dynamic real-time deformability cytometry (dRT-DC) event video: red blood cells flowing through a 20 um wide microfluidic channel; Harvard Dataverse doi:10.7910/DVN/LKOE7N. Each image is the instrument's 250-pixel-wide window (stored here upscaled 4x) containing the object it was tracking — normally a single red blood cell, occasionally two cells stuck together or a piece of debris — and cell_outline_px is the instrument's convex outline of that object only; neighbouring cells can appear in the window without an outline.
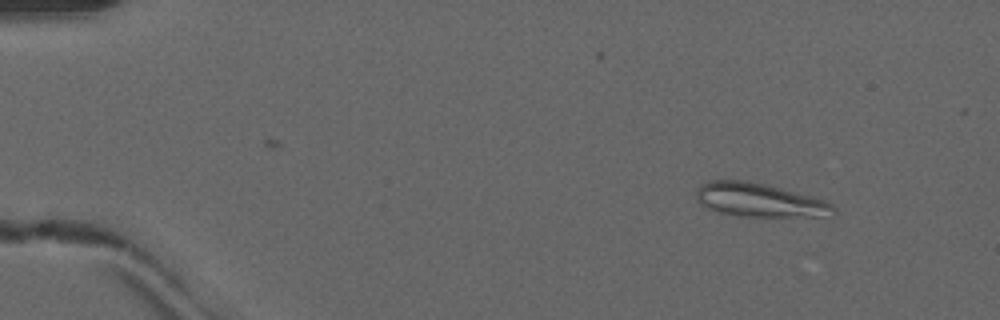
{"species": "common noctule bat (a hibernating species)", "species_latin": "Nyctalus noctula", "temperature_condition": "warm", "stored_images_in_passage": 44, "camera_frame_rate_fps": 3000, "um_per_image_px": 0.085, "animal": {"sex": "male", "forearm_length_mm": 52.5}, "frame": {"image": 1, "passage_image": 5, "time_ms": 1.333, "image_size_px": [1000, 320], "cell_outline_px": [[836, 212], [820, 216], [740, 216], [720, 212], [708, 208], [700, 204], [696, 200], [696, 192], [700, 184], [708, 180], [748, 180], [812, 196], [824, 200], [832, 204], [836, 208]], "centroid_in_image_um": [64.5, 16.99], "position_along_channel_um": 20.5, "area_um2": 26.76}}
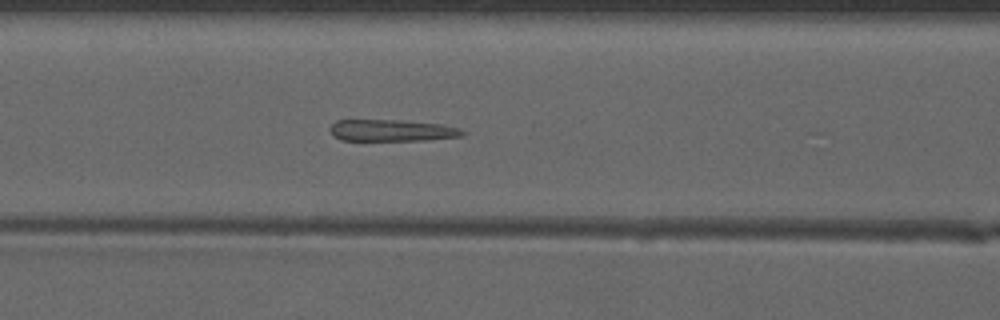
{"frame": {"image": 2, "passage_image": 21, "time_ms": 6.667, "image_size_px": [1000, 320], "cell_outline_px": [[468, 132], [464, 136], [424, 140], [340, 140], [332, 136], [328, 128], [336, 120], [400, 120], [444, 124], [460, 128]], "centroid_in_image_um": [33.33, 11.08], "position_along_channel_um": 133.3, "area_um2": 16.99}}
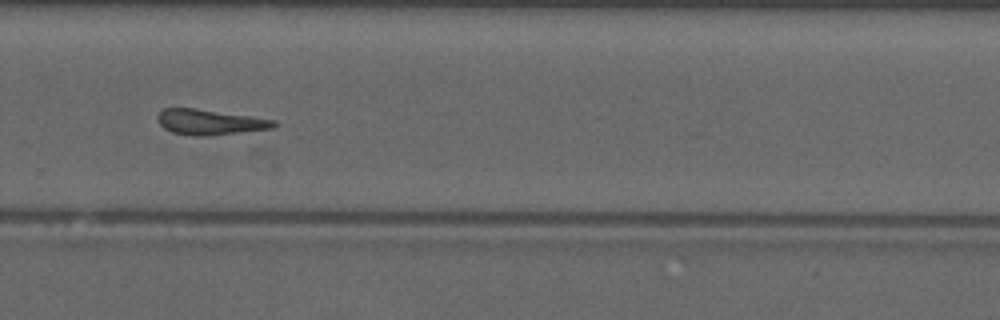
{"frame": {"image": 3, "passage_image": 34, "time_ms": 11.0, "image_size_px": [1000, 320], "cell_outline_px": [[276, 124], [272, 128], [204, 136], [196, 136], [172, 132], [164, 128], [160, 124], [156, 116], [164, 108], [196, 108], [276, 120]], "centroid_in_image_um": [17.79, 10.36], "position_along_channel_um": 312.0, "area_um2": 16.88}, "authors_computed_cell_mechanics": {"area_um2": 17.629, "velocity_mm_per_s": 4.1317, "shape_relaxation_time_tau1_ms": null, "shape_relaxation_time_tau2_ms": 4.0554, "deformation_change_tau1": null, "deformation_change_tau2": 0.1617}}